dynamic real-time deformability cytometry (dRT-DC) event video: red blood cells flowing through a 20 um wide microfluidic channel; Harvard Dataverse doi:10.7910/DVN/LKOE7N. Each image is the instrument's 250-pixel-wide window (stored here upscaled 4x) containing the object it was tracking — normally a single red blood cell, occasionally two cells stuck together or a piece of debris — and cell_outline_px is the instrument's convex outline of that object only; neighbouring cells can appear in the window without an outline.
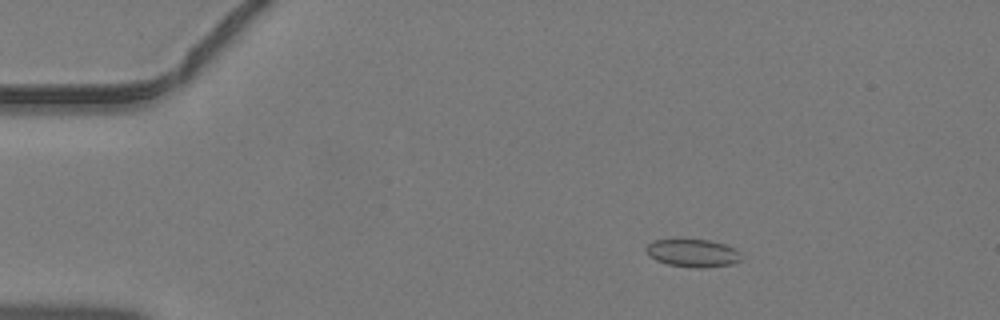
{"species": "common noctule bat (a hibernating species)", "species_latin": "Nyctalus noctula", "temperature_condition": "warm", "stored_images_in_passage": 46, "camera_frame_rate_fps": 3000, "um_per_image_px": 0.085, "animal": {"sex": "male", "body_mass_g": 19.2, "forearm_length_mm": 51.8}, "frame": {"image": 1, "passage_image": 8, "time_ms": 2.333, "image_size_px": [1000, 320], "cell_outline_px": [[740, 260], [732, 264], [700, 268], [696, 268], [668, 264], [656, 260], [648, 256], [644, 248], [648, 244], [656, 240], [708, 240], [724, 244], [740, 252]], "centroid_in_image_um": [58.85, 21.52], "position_along_channel_um": 26.1, "area_um2": 15.2}}
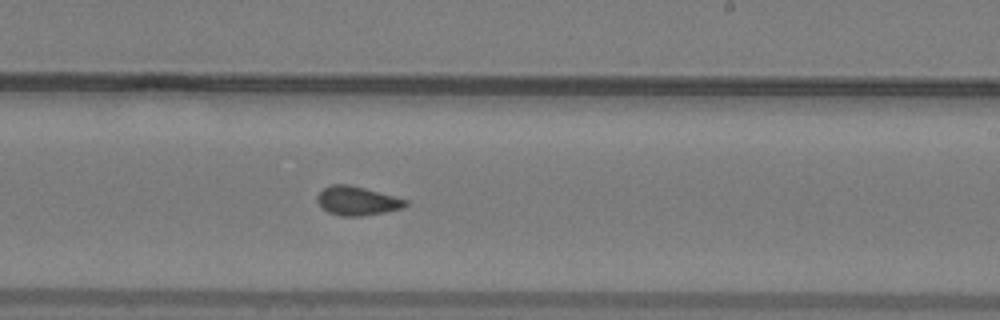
{"frame": {"image": 2, "passage_image": 28, "time_ms": 9.0, "image_size_px": [1000, 320], "cell_outline_px": [[408, 204], [400, 208], [384, 212], [360, 216], [340, 216], [328, 212], [316, 200], [316, 196], [324, 188], [332, 184], [348, 184], [364, 188], [408, 200]], "centroid_in_image_um": [30.33, 17.07], "position_along_channel_um": 258.7, "area_um2": 14.62}}
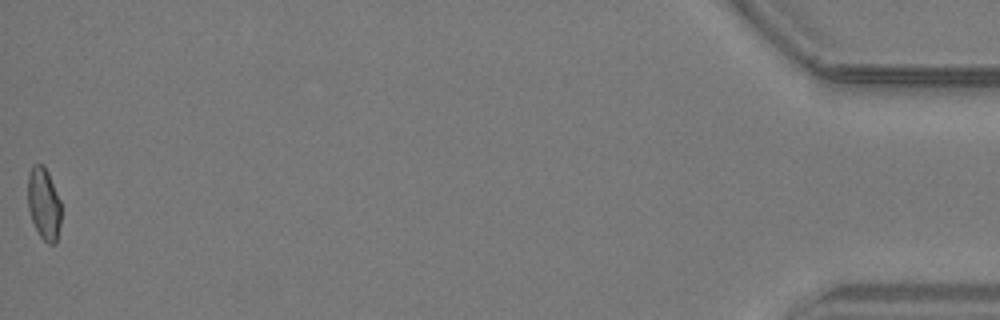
{"frame": {"image": 3, "passage_image": 46, "time_ms": 15.0, "image_size_px": [1000, 320], "cell_outline_px": [[60, 224], [56, 244], [48, 244], [40, 236], [32, 220], [28, 208], [28, 172], [32, 164], [44, 164], [48, 172], [60, 200]], "centroid_in_image_um": [3.72, 17.29], "position_along_channel_um": 431.5, "area_um2": 14.05}}